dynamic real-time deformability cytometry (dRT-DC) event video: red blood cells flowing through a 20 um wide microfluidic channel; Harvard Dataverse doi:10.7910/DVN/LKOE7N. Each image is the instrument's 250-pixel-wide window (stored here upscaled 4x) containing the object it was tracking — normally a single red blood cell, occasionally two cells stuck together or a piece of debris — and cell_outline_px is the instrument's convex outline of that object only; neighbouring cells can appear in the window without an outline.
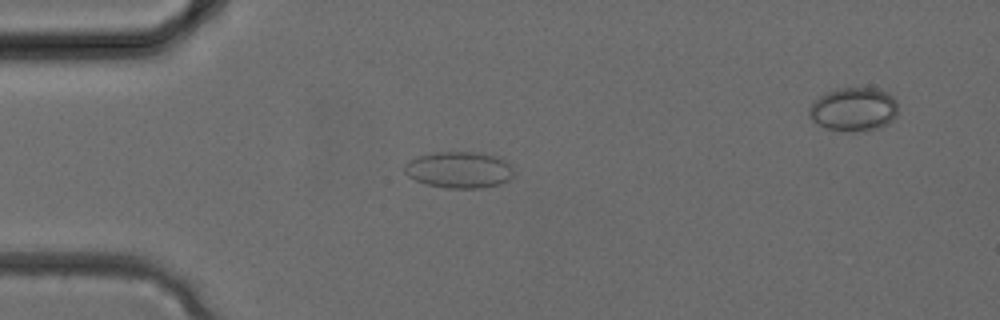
{"species": "common noctule bat (a hibernating species)", "species_latin": "Nyctalus noctula", "temperature_condition": "cold", "stored_images_in_passage": 31, "segment_of_instrument_passage": [1, 2], "camera_frame_rate_fps": 3000, "um_per_image_px": 0.085, "animal": {"sex": "female", "body_mass_g": 24.6, "forearm_length_mm": 56.2}, "frame": {"image": 1, "passage_image": 8, "time_ms": 2.333, "image_size_px": [1000, 320], "cell_outline_px": [[512, 176], [508, 180], [500, 184], [480, 188], [448, 188], [428, 184], [416, 180], [408, 176], [404, 172], [404, 164], [408, 160], [416, 156], [432, 152], [476, 152], [500, 156], [508, 160], [512, 164]], "centroid_in_image_um": [39.03, 14.41], "position_along_channel_um": 46.0, "area_um2": 23.52}}
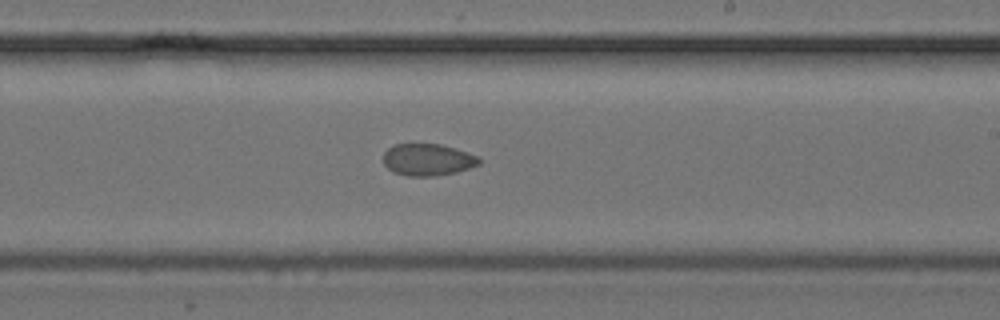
{"frame": {"image": 2, "passage_image": 19, "time_ms": 6.0, "image_size_px": [1000, 320], "cell_outline_px": [[480, 164], [456, 172], [436, 176], [408, 176], [392, 172], [384, 164], [384, 152], [388, 148], [396, 144], [440, 144], [468, 152], [480, 156]], "centroid_in_image_um": [36.36, 13.58], "position_along_channel_um": 252.6, "area_um2": 17.86}}
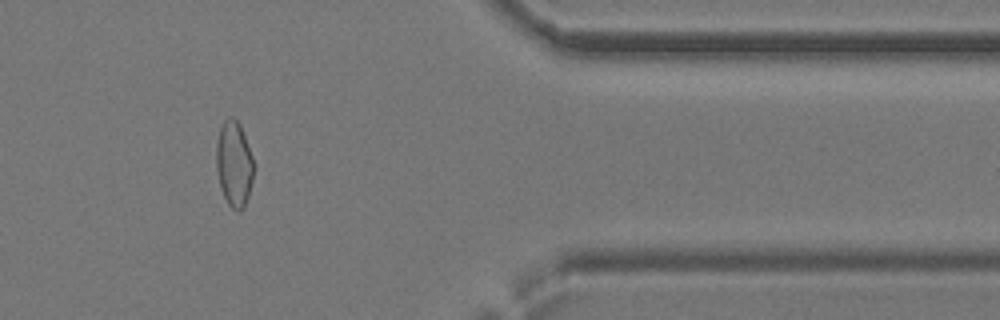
{"frame": {"image": 3, "passage_image": 27, "time_ms": 8.667, "image_size_px": [1000, 320], "cell_outline_px": [[256, 164], [248, 196], [244, 208], [240, 212], [232, 208], [228, 204], [224, 196], [220, 184], [216, 168], [216, 144], [220, 128], [224, 120], [228, 116], [232, 116], [240, 124]], "centroid_in_image_um": [19.91, 13.91], "position_along_channel_um": 391.5, "area_um2": 18.9}}